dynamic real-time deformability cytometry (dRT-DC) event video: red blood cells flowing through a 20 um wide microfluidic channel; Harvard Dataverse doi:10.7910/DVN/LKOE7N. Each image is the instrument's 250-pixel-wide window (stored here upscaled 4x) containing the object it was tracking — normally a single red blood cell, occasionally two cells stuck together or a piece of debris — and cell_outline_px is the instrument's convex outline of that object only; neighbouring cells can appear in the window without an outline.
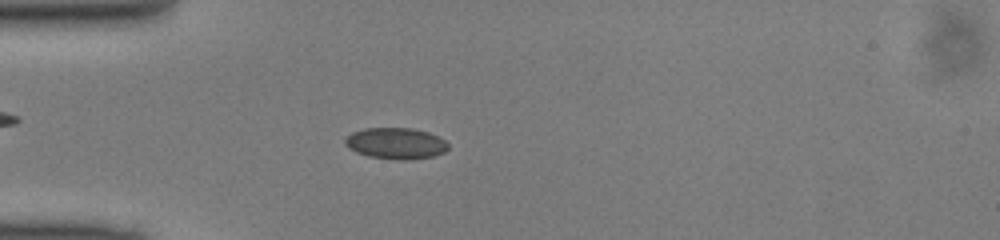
{"species": "common noctule bat (a hibernating species)", "species_latin": "Nyctalus noctula", "temperature_condition": "cold", "stored_images_in_passage": 48, "camera_frame_rate_fps": 3000, "um_per_image_px": 0.085, "animal": {"sex": "male", "body_mass_g": 13.0, "forearm_length_mm": 53.1}, "frame": {"image": 1, "passage_image": 13, "time_ms": 4.0, "image_size_px": [1000, 240], "cell_outline_px": [[448, 148], [444, 152], [432, 156], [404, 160], [400, 160], [368, 156], [356, 152], [348, 148], [344, 144], [344, 136], [352, 132], [364, 128], [412, 128], [428, 132], [444, 140], [448, 144]], "centroid_in_image_um": [33.59, 12.17], "position_along_channel_um": 51.4, "area_um2": 18.79}}
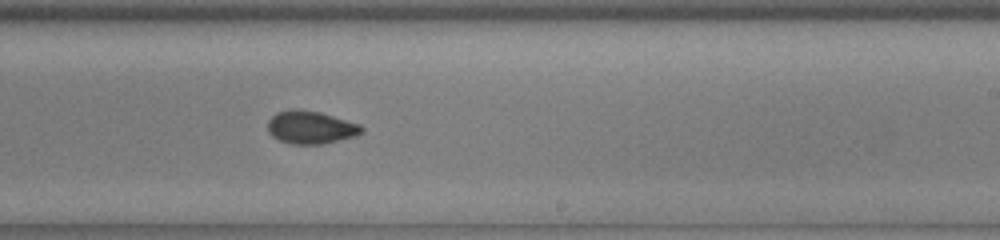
{"frame": {"image": 2, "passage_image": 29, "time_ms": 9.333, "image_size_px": [1000, 240], "cell_outline_px": [[364, 132], [356, 136], [324, 144], [292, 144], [280, 140], [272, 136], [268, 132], [268, 120], [276, 112], [292, 108], [296, 108], [320, 112], [360, 124], [364, 128]], "centroid_in_image_um": [26.42, 10.82], "position_along_channel_um": 262.6, "area_um2": 18.21}}
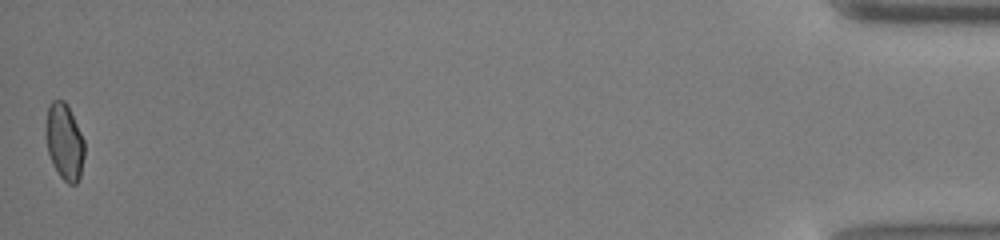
{"frame": {"image": 3, "passage_image": 48, "time_ms": 15.667, "image_size_px": [1000, 240], "cell_outline_px": [[84, 156], [80, 176], [76, 184], [68, 184], [60, 176], [52, 164], [48, 152], [44, 132], [44, 128], [48, 104], [52, 100], [64, 100], [68, 104], [84, 140]], "centroid_in_image_um": [5.45, 12.01], "position_along_channel_um": 429.8, "area_um2": 17.51}}